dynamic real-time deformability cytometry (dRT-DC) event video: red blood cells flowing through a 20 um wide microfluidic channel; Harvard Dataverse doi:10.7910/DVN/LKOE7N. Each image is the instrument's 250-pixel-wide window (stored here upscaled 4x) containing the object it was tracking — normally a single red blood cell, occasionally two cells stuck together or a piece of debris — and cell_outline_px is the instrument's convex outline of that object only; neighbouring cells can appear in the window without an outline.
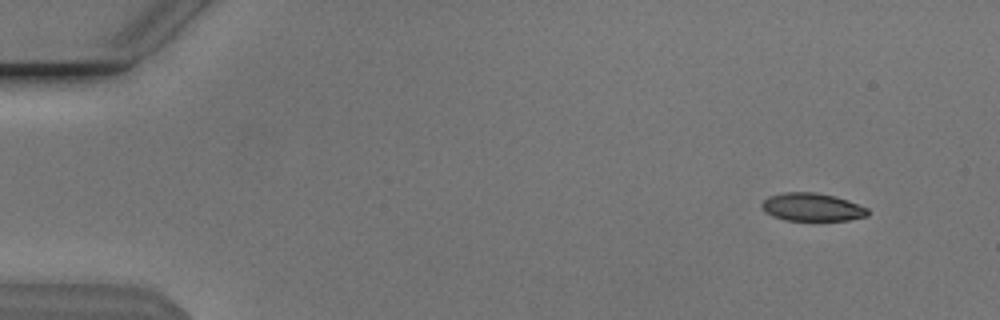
{"species": "Egyptian fruit bat (a non-hibernating species)", "species_latin": "Rousettus aegyptiacus", "temperature_condition": "cold", "stored_images_in_passage": 50, "camera_frame_rate_fps": 3000, "um_per_image_px": 0.085, "animal": {"sex": "male"}, "frame": {"image": 1, "passage_image": 1, "time_ms": 0.0, "image_size_px": [1000, 320], "cell_outline_px": [[868, 216], [848, 220], [784, 220], [772, 216], [764, 212], [760, 208], [760, 204], [768, 196], [784, 192], [816, 192], [848, 200], [868, 208]], "centroid_in_image_um": [68.98, 17.6], "position_along_channel_um": 16.0, "area_um2": 17.4}}
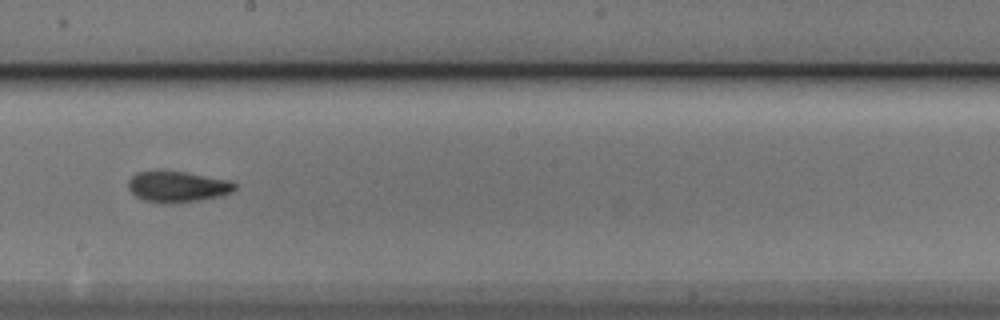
{"frame": {"image": 2, "passage_image": 27, "time_ms": 8.667, "image_size_px": [1000, 320], "cell_outline_px": [[236, 188], [232, 192], [220, 196], [200, 200], [172, 204], [164, 204], [144, 200], [136, 196], [128, 188], [128, 180], [136, 172], [184, 172], [232, 180], [236, 184]], "centroid_in_image_um": [15.12, 15.89], "position_along_channel_um": 233.1, "area_um2": 19.19}}
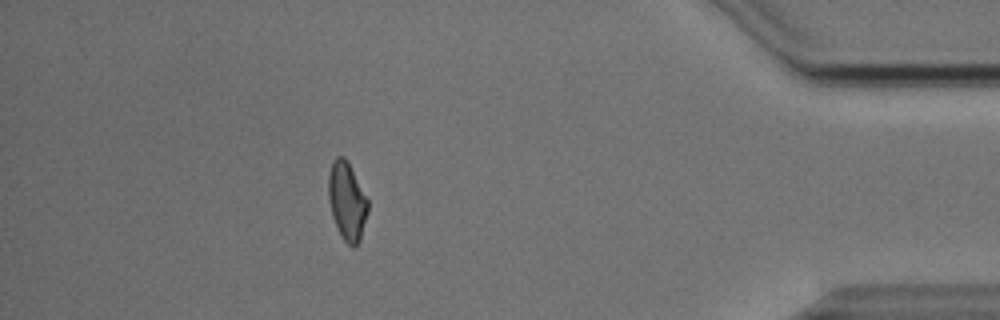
{"frame": {"image": 3, "passage_image": 44, "time_ms": 14.333, "image_size_px": [1000, 320], "cell_outline_px": [[368, 212], [360, 240], [356, 248], [352, 248], [344, 240], [332, 216], [328, 200], [328, 176], [332, 164], [336, 156], [344, 156], [348, 160], [368, 200]], "centroid_in_image_um": [29.5, 17.09], "position_along_channel_um": 405.7, "area_um2": 18.03}, "authors_computed_cell_mechanics": {"area_um2": 18.3226, "velocity_mm_per_s": 3.8429, "shape_relaxation_time_tau1_ms": 6.7008, "shape_relaxation_time_tau2_ms": 2.2184, "deformation_change_tau1": 0.1448, "deformation_change_tau2": 0.0836}}